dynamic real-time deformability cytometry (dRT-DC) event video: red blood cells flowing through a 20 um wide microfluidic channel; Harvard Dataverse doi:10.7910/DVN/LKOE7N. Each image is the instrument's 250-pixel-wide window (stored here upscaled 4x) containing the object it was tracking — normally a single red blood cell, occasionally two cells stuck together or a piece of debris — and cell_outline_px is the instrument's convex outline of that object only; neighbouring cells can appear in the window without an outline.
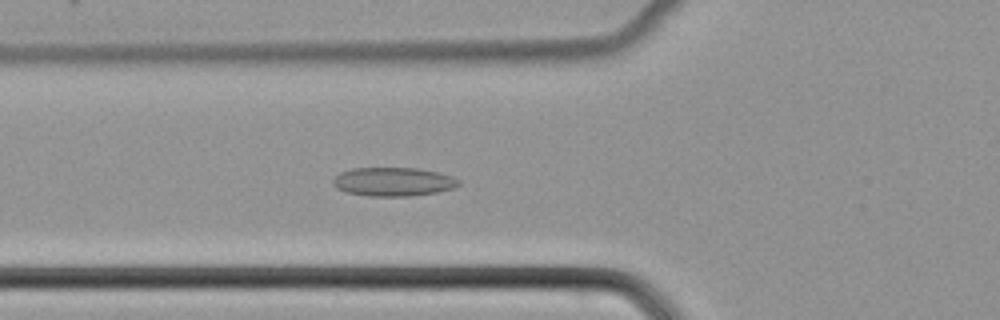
{"species": "common noctule bat (a hibernating species)", "species_latin": "Nyctalus noctula", "temperature_condition": "cold", "stored_images_in_passage": 5, "camera_frame_rate_fps": 3000, "um_per_image_px": 0.085, "animal": {"sex": "female", "body_mass_g": 22.7, "forearm_length_mm": 54.2}, "frame": {"image": 1, "passage_image": 4, "time_ms": 1.0, "image_size_px": [1000, 320], "cell_outline_px": [[460, 184], [456, 188], [436, 192], [408, 196], [368, 196], [348, 192], [336, 188], [332, 184], [332, 180], [340, 172], [352, 168], [416, 168], [436, 172], [452, 176], [460, 180]], "centroid_in_image_um": [33.43, 15.45], "position_along_channel_um": 92.4, "area_um2": 21.04}}